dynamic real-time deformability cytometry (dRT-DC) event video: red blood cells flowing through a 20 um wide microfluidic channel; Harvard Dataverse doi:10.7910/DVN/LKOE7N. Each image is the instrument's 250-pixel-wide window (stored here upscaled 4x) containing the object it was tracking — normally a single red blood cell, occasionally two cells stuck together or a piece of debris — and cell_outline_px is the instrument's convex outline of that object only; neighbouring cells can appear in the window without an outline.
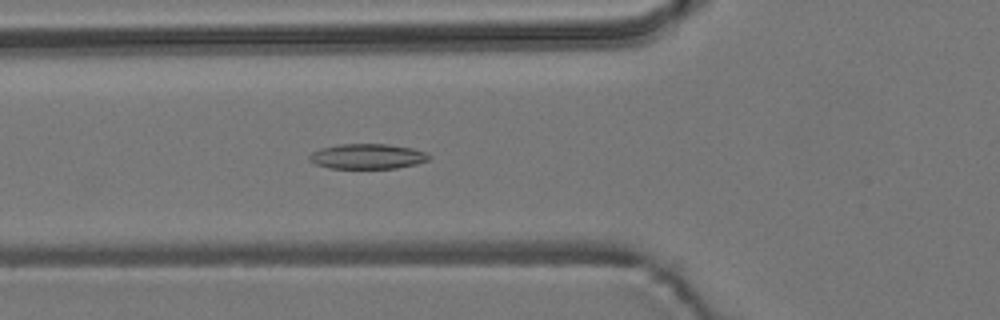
{"species": "common noctule bat (a hibernating species)", "species_latin": "Nyctalus noctula", "temperature_condition": "room temperature", "stored_images_in_passage": 55, "camera_frame_rate_fps": 3000, "um_per_image_px": 0.085, "animal": {"sex": "male", "body_mass_g": 19.2, "forearm_length_mm": 51.8}, "frame": {"image": 1, "passage_image": 20, "time_ms": 6.333, "image_size_px": [1000, 320], "cell_outline_px": [[432, 156], [428, 160], [416, 164], [396, 168], [328, 168], [316, 164], [308, 160], [308, 156], [312, 152], [320, 148], [340, 144], [388, 144], [412, 148], [428, 152]], "centroid_in_image_um": [31.24, 13.29], "position_along_channel_um": 94.6, "area_um2": 17.63}}
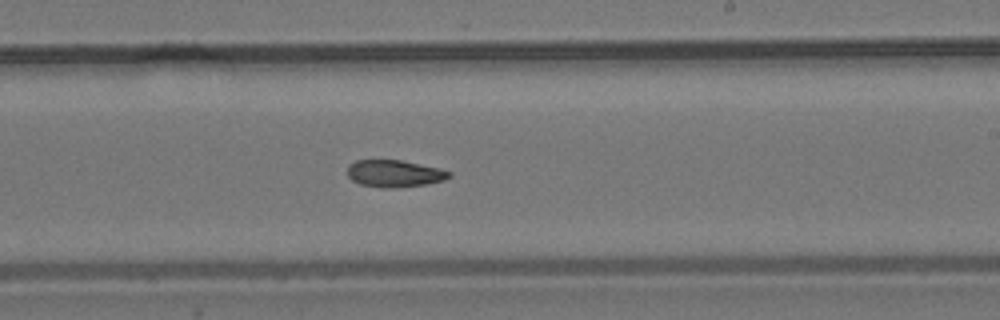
{"frame": {"image": 2, "passage_image": 33, "time_ms": 10.667, "image_size_px": [1000, 320], "cell_outline_px": [[452, 176], [444, 180], [428, 184], [396, 188], [380, 188], [360, 184], [352, 180], [348, 176], [348, 164], [356, 160], [400, 160], [440, 168], [452, 172]], "centroid_in_image_um": [33.54, 14.76], "position_along_channel_um": 255.5, "area_um2": 16.24}}
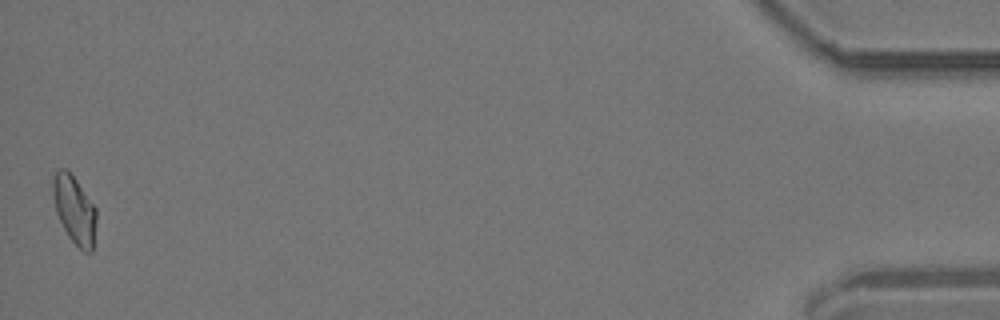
{"frame": {"image": 3, "passage_image": 55, "time_ms": 18.0, "image_size_px": [1000, 320], "cell_outline_px": [[96, 220], [92, 252], [84, 252], [68, 236], [56, 212], [52, 196], [52, 176], [60, 168], [68, 168], [96, 208]], "centroid_in_image_um": [6.31, 17.78], "position_along_channel_um": 428.9, "area_um2": 17.22}, "authors_computed_cell_mechanics": {"area_um2": 16.8776, "velocity_mm_per_s": 3.6999, "shape_relaxation_time_tau1_ms": 8.0885, "shape_relaxation_time_tau2_ms": 6.5355, "deformation_change_tau1": 0.1556, "deformation_change_tau2": 0.1281}}